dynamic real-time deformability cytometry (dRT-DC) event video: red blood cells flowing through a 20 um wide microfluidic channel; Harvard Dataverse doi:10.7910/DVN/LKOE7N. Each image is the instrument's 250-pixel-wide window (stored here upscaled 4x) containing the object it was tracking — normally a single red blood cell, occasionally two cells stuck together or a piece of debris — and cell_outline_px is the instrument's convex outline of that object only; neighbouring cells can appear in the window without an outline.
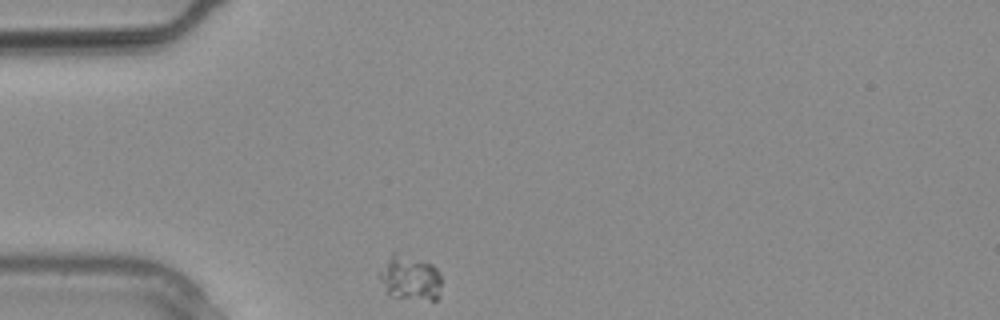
{"species": "common noctule bat (a hibernating species)", "species_latin": "Nyctalus noctula", "temperature_condition": "warm", "stored_images_in_passage": 1, "camera_frame_rate_fps": 3000, "um_per_image_px": 0.085, "animal": {"sex": "male", "body_mass_g": 20.4}, "frame": {"image": 1, "passage_image": 1, "time_ms": 0.0, "image_size_px": [1000, 320], "cell_outline_px": [[440, 296], [436, 300], [428, 300], [388, 296], [380, 280], [380, 272], [392, 252], [396, 252], [432, 264], [436, 268], [440, 276]], "centroid_in_image_um": [34.87, 23.64], "position_along_channel_um": 50.1, "area_um2": 16.07}}